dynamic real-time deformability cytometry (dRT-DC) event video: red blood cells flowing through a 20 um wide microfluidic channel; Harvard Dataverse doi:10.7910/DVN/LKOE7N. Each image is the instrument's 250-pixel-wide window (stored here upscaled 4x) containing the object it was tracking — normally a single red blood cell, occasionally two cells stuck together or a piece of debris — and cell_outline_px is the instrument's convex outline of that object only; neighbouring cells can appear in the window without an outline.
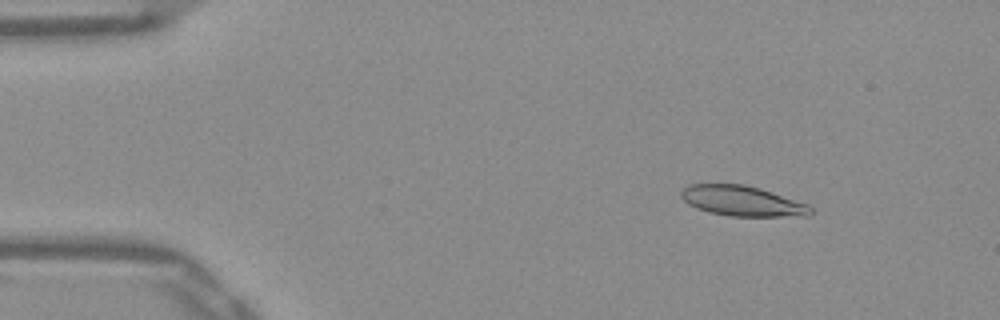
{"species": "Egyptian fruit bat (a non-hibernating species)", "species_latin": "Rousettus aegyptiacus", "temperature_condition": "warm", "stored_images_in_passage": 51, "camera_frame_rate_fps": 3000, "um_per_image_px": 0.085, "frame": {"image": 1, "passage_image": 6, "time_ms": 1.667, "image_size_px": [1000, 320], "cell_outline_px": [[812, 212], [808, 216], [728, 216], [708, 212], [696, 208], [688, 204], [680, 196], [680, 192], [688, 184], [744, 184], [760, 188], [808, 204], [812, 208]], "centroid_in_image_um": [63.07, 17.08], "position_along_channel_um": 21.9, "area_um2": 22.89}}
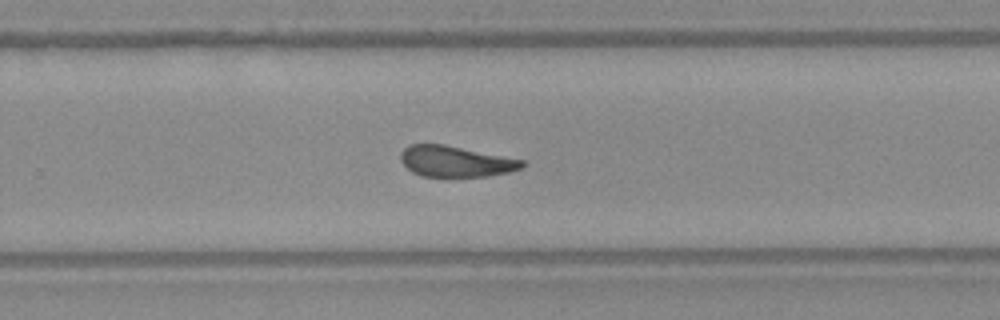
{"frame": {"image": 2, "passage_image": 33, "time_ms": 10.667, "image_size_px": [1000, 320], "cell_outline_px": [[528, 164], [524, 168], [508, 172], [488, 176], [420, 176], [412, 172], [400, 160], [400, 152], [408, 144], [444, 144], [524, 160]], "centroid_in_image_um": [38.74, 13.71], "position_along_channel_um": 291.1, "area_um2": 21.96}}
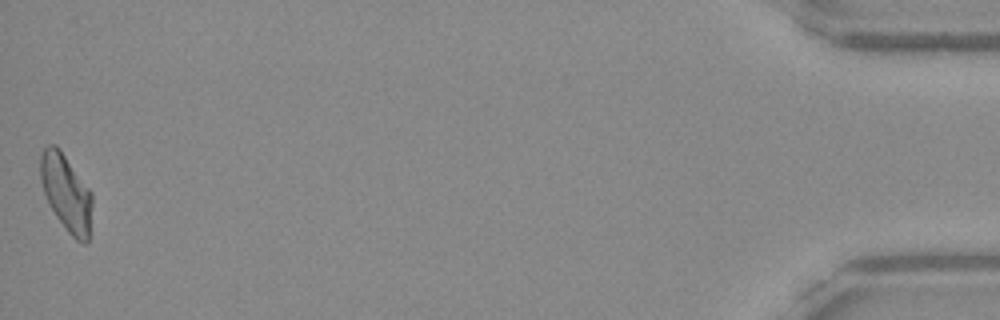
{"frame": {"image": 3, "passage_image": 51, "time_ms": 16.667, "image_size_px": [1000, 320], "cell_outline_px": [[92, 204], [88, 240], [84, 244], [76, 240], [68, 232], [56, 216], [44, 192], [40, 180], [40, 156], [44, 148], [48, 144], [56, 144], [60, 148], [92, 192]], "centroid_in_image_um": [5.63, 16.35], "position_along_channel_um": 429.6, "area_um2": 23.06}, "authors_computed_cell_mechanics": {"area_um2": 23.1778, "velocity_mm_per_s": 3.8962, "shape_relaxation_time_tau1_ms": 4.2158, "shape_relaxation_time_tau2_ms": 1.9793, "deformation_change_tau1": 0.1718, "deformation_change_tau2": 0.1123}}